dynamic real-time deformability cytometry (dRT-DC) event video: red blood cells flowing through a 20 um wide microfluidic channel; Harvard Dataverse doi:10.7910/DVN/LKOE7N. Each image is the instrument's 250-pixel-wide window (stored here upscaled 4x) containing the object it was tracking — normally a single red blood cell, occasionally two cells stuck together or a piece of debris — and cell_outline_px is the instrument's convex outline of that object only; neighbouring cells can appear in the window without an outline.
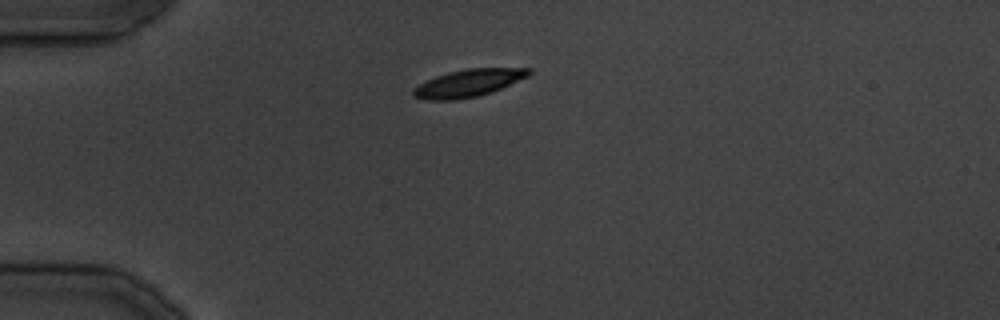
{"species": "common noctule bat (a hibernating species)", "species_latin": "Nyctalus noctula", "temperature_condition": "cold", "stored_images_in_passage": 27, "camera_frame_rate_fps": 3000, "um_per_image_px": 0.085, "animal": {"sex": "male", "body_mass_g": 19.5, "forearm_length_mm": 54.6}, "frame": {"image": 1, "passage_image": 1, "time_ms": 0.0, "image_size_px": [1000, 320], "cell_outline_px": [[532, 72], [528, 76], [492, 92], [480, 96], [456, 100], [424, 100], [412, 96], [412, 88], [436, 76], [448, 72], [468, 68], [532, 68]], "centroid_in_image_um": [39.8, 7.07], "position_along_channel_um": 45.2, "area_um2": 18.55}}
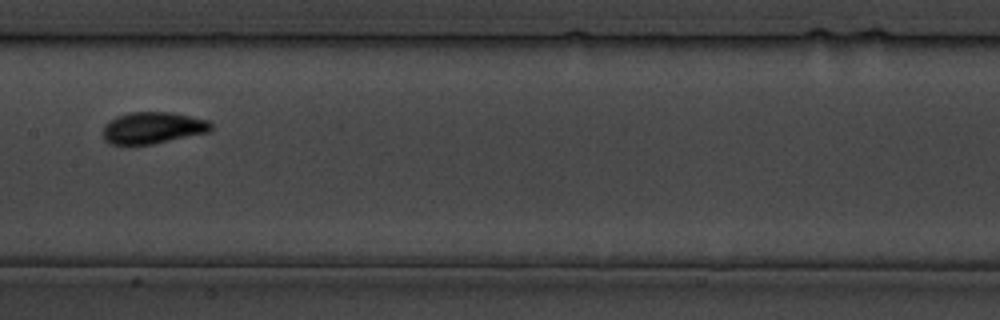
{"frame": {"image": 2, "passage_image": 10, "time_ms": 11.333, "image_size_px": [1000, 320], "cell_outline_px": [[212, 128], [208, 132], [152, 144], [108, 144], [104, 140], [104, 124], [116, 116], [128, 112], [172, 112], [208, 120], [212, 124]], "centroid_in_image_um": [12.97, 10.85], "position_along_channel_um": 194.4, "area_um2": 19.88}}
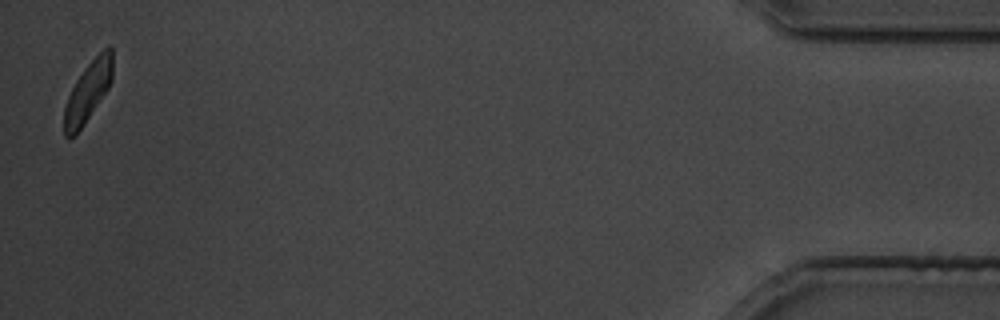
{"frame": {"image": 3, "passage_image": 27, "time_ms": 31.667, "image_size_px": [1000, 320], "cell_outline_px": [[112, 80], [108, 88], [76, 136], [64, 136], [64, 108], [68, 96], [76, 80], [84, 68], [108, 44], [112, 48]], "centroid_in_image_um": [7.47, 7.79], "position_along_channel_um": 427.7, "area_um2": 16.76}}